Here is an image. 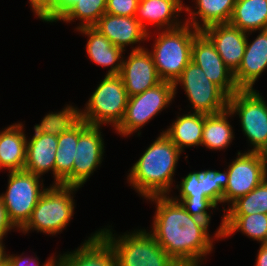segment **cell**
<instances>
[{"label":"cell","instance_id":"obj_31","mask_svg":"<svg viewBox=\"0 0 267 266\" xmlns=\"http://www.w3.org/2000/svg\"><path fill=\"white\" fill-rule=\"evenodd\" d=\"M197 179L202 181L204 195L212 200L216 205L223 203V192L228 183V170L221 172L218 170L197 171Z\"/></svg>","mask_w":267,"mask_h":266},{"label":"cell","instance_id":"obj_5","mask_svg":"<svg viewBox=\"0 0 267 266\" xmlns=\"http://www.w3.org/2000/svg\"><path fill=\"white\" fill-rule=\"evenodd\" d=\"M78 187L52 184L40 197L32 215L20 232L31 230L56 235L62 232L74 216L75 202L73 199Z\"/></svg>","mask_w":267,"mask_h":266},{"label":"cell","instance_id":"obj_33","mask_svg":"<svg viewBox=\"0 0 267 266\" xmlns=\"http://www.w3.org/2000/svg\"><path fill=\"white\" fill-rule=\"evenodd\" d=\"M193 217L210 223L211 215L207 211L215 209L217 205L210 199H174Z\"/></svg>","mask_w":267,"mask_h":266},{"label":"cell","instance_id":"obj_1","mask_svg":"<svg viewBox=\"0 0 267 266\" xmlns=\"http://www.w3.org/2000/svg\"><path fill=\"white\" fill-rule=\"evenodd\" d=\"M146 200L156 204L150 233L158 244L180 266H201L202 259L213 251V240L221 238L223 218L210 237L209 223L193 217L169 195Z\"/></svg>","mask_w":267,"mask_h":266},{"label":"cell","instance_id":"obj_2","mask_svg":"<svg viewBox=\"0 0 267 266\" xmlns=\"http://www.w3.org/2000/svg\"><path fill=\"white\" fill-rule=\"evenodd\" d=\"M181 153L162 131L131 167L127 181L145 199L169 195Z\"/></svg>","mask_w":267,"mask_h":266},{"label":"cell","instance_id":"obj_18","mask_svg":"<svg viewBox=\"0 0 267 266\" xmlns=\"http://www.w3.org/2000/svg\"><path fill=\"white\" fill-rule=\"evenodd\" d=\"M59 256L56 266H117L115 250L99 231L76 250Z\"/></svg>","mask_w":267,"mask_h":266},{"label":"cell","instance_id":"obj_41","mask_svg":"<svg viewBox=\"0 0 267 266\" xmlns=\"http://www.w3.org/2000/svg\"><path fill=\"white\" fill-rule=\"evenodd\" d=\"M0 266H9V264H8V262H6L5 264L0 265Z\"/></svg>","mask_w":267,"mask_h":266},{"label":"cell","instance_id":"obj_14","mask_svg":"<svg viewBox=\"0 0 267 266\" xmlns=\"http://www.w3.org/2000/svg\"><path fill=\"white\" fill-rule=\"evenodd\" d=\"M79 137V118L66 106L58 112L55 184L73 186V165Z\"/></svg>","mask_w":267,"mask_h":266},{"label":"cell","instance_id":"obj_39","mask_svg":"<svg viewBox=\"0 0 267 266\" xmlns=\"http://www.w3.org/2000/svg\"><path fill=\"white\" fill-rule=\"evenodd\" d=\"M254 266H267V243L261 244Z\"/></svg>","mask_w":267,"mask_h":266},{"label":"cell","instance_id":"obj_13","mask_svg":"<svg viewBox=\"0 0 267 266\" xmlns=\"http://www.w3.org/2000/svg\"><path fill=\"white\" fill-rule=\"evenodd\" d=\"M100 128L79 119V137L73 165V187L81 188L104 159L105 144Z\"/></svg>","mask_w":267,"mask_h":266},{"label":"cell","instance_id":"obj_11","mask_svg":"<svg viewBox=\"0 0 267 266\" xmlns=\"http://www.w3.org/2000/svg\"><path fill=\"white\" fill-rule=\"evenodd\" d=\"M34 135L26 142L24 170L39 177L52 171L55 184V154L58 142V112L44 116L40 124L34 125Z\"/></svg>","mask_w":267,"mask_h":266},{"label":"cell","instance_id":"obj_25","mask_svg":"<svg viewBox=\"0 0 267 266\" xmlns=\"http://www.w3.org/2000/svg\"><path fill=\"white\" fill-rule=\"evenodd\" d=\"M206 114L188 113L177 119L163 132L183 152L184 148L201 146Z\"/></svg>","mask_w":267,"mask_h":266},{"label":"cell","instance_id":"obj_23","mask_svg":"<svg viewBox=\"0 0 267 266\" xmlns=\"http://www.w3.org/2000/svg\"><path fill=\"white\" fill-rule=\"evenodd\" d=\"M24 125L14 123L0 131V170H24L26 162V142Z\"/></svg>","mask_w":267,"mask_h":266},{"label":"cell","instance_id":"obj_30","mask_svg":"<svg viewBox=\"0 0 267 266\" xmlns=\"http://www.w3.org/2000/svg\"><path fill=\"white\" fill-rule=\"evenodd\" d=\"M107 0H78V2L60 19L64 22H79L76 29L83 27H93L100 17L106 13Z\"/></svg>","mask_w":267,"mask_h":266},{"label":"cell","instance_id":"obj_10","mask_svg":"<svg viewBox=\"0 0 267 266\" xmlns=\"http://www.w3.org/2000/svg\"><path fill=\"white\" fill-rule=\"evenodd\" d=\"M174 84V93L177 86H183L188 100L195 113L217 114L228 108V96L203 72V70L190 61L183 69Z\"/></svg>","mask_w":267,"mask_h":266},{"label":"cell","instance_id":"obj_3","mask_svg":"<svg viewBox=\"0 0 267 266\" xmlns=\"http://www.w3.org/2000/svg\"><path fill=\"white\" fill-rule=\"evenodd\" d=\"M200 31L183 22L180 27L160 30L150 54L162 81L175 82L191 61L194 37Z\"/></svg>","mask_w":267,"mask_h":266},{"label":"cell","instance_id":"obj_29","mask_svg":"<svg viewBox=\"0 0 267 266\" xmlns=\"http://www.w3.org/2000/svg\"><path fill=\"white\" fill-rule=\"evenodd\" d=\"M223 215L267 214V178L251 192L235 200L228 209H223Z\"/></svg>","mask_w":267,"mask_h":266},{"label":"cell","instance_id":"obj_12","mask_svg":"<svg viewBox=\"0 0 267 266\" xmlns=\"http://www.w3.org/2000/svg\"><path fill=\"white\" fill-rule=\"evenodd\" d=\"M237 155L227 168L229 179L223 192V203L229 204L228 207L267 178L266 154L239 151Z\"/></svg>","mask_w":267,"mask_h":266},{"label":"cell","instance_id":"obj_38","mask_svg":"<svg viewBox=\"0 0 267 266\" xmlns=\"http://www.w3.org/2000/svg\"><path fill=\"white\" fill-rule=\"evenodd\" d=\"M78 0H56V21H59Z\"/></svg>","mask_w":267,"mask_h":266},{"label":"cell","instance_id":"obj_22","mask_svg":"<svg viewBox=\"0 0 267 266\" xmlns=\"http://www.w3.org/2000/svg\"><path fill=\"white\" fill-rule=\"evenodd\" d=\"M76 30L88 37L86 52L90 61L99 66L110 67L106 75H119L122 69L124 51L114 46L106 36L94 27H83Z\"/></svg>","mask_w":267,"mask_h":266},{"label":"cell","instance_id":"obj_4","mask_svg":"<svg viewBox=\"0 0 267 266\" xmlns=\"http://www.w3.org/2000/svg\"><path fill=\"white\" fill-rule=\"evenodd\" d=\"M128 98L121 76L105 75L85 104V109L68 104L67 107L89 125L110 124L116 129L123 120Z\"/></svg>","mask_w":267,"mask_h":266},{"label":"cell","instance_id":"obj_37","mask_svg":"<svg viewBox=\"0 0 267 266\" xmlns=\"http://www.w3.org/2000/svg\"><path fill=\"white\" fill-rule=\"evenodd\" d=\"M14 228L15 227L8 218L7 210L0 199V241H3L4 235L6 237L8 231L10 232Z\"/></svg>","mask_w":267,"mask_h":266},{"label":"cell","instance_id":"obj_17","mask_svg":"<svg viewBox=\"0 0 267 266\" xmlns=\"http://www.w3.org/2000/svg\"><path fill=\"white\" fill-rule=\"evenodd\" d=\"M202 32L214 44L226 66L235 73L244 56L247 32L229 23L213 24L204 28Z\"/></svg>","mask_w":267,"mask_h":266},{"label":"cell","instance_id":"obj_7","mask_svg":"<svg viewBox=\"0 0 267 266\" xmlns=\"http://www.w3.org/2000/svg\"><path fill=\"white\" fill-rule=\"evenodd\" d=\"M228 109L238 115L243 134L252 145L248 152L267 155V103L254 89H239L228 98Z\"/></svg>","mask_w":267,"mask_h":266},{"label":"cell","instance_id":"obj_8","mask_svg":"<svg viewBox=\"0 0 267 266\" xmlns=\"http://www.w3.org/2000/svg\"><path fill=\"white\" fill-rule=\"evenodd\" d=\"M8 177L7 190L0 194V199L10 222L20 231L30 219L33 209L47 188L40 183L41 177L26 170L10 171Z\"/></svg>","mask_w":267,"mask_h":266},{"label":"cell","instance_id":"obj_35","mask_svg":"<svg viewBox=\"0 0 267 266\" xmlns=\"http://www.w3.org/2000/svg\"><path fill=\"white\" fill-rule=\"evenodd\" d=\"M139 0H107L106 13L115 16H135Z\"/></svg>","mask_w":267,"mask_h":266},{"label":"cell","instance_id":"obj_6","mask_svg":"<svg viewBox=\"0 0 267 266\" xmlns=\"http://www.w3.org/2000/svg\"><path fill=\"white\" fill-rule=\"evenodd\" d=\"M99 232L115 250L117 266H180L145 229L115 236L111 229Z\"/></svg>","mask_w":267,"mask_h":266},{"label":"cell","instance_id":"obj_26","mask_svg":"<svg viewBox=\"0 0 267 266\" xmlns=\"http://www.w3.org/2000/svg\"><path fill=\"white\" fill-rule=\"evenodd\" d=\"M229 24L242 31L267 29V0H237Z\"/></svg>","mask_w":267,"mask_h":266},{"label":"cell","instance_id":"obj_9","mask_svg":"<svg viewBox=\"0 0 267 266\" xmlns=\"http://www.w3.org/2000/svg\"><path fill=\"white\" fill-rule=\"evenodd\" d=\"M174 96L173 82L161 81L143 93L129 97L123 120L115 129L116 132L122 137L140 132V128L170 105Z\"/></svg>","mask_w":267,"mask_h":266},{"label":"cell","instance_id":"obj_34","mask_svg":"<svg viewBox=\"0 0 267 266\" xmlns=\"http://www.w3.org/2000/svg\"><path fill=\"white\" fill-rule=\"evenodd\" d=\"M34 14L43 22H56V0H29Z\"/></svg>","mask_w":267,"mask_h":266},{"label":"cell","instance_id":"obj_28","mask_svg":"<svg viewBox=\"0 0 267 266\" xmlns=\"http://www.w3.org/2000/svg\"><path fill=\"white\" fill-rule=\"evenodd\" d=\"M237 231L261 242L260 244L267 243V214L223 215L221 238L230 237Z\"/></svg>","mask_w":267,"mask_h":266},{"label":"cell","instance_id":"obj_20","mask_svg":"<svg viewBox=\"0 0 267 266\" xmlns=\"http://www.w3.org/2000/svg\"><path fill=\"white\" fill-rule=\"evenodd\" d=\"M93 27L123 51L126 45L131 46L138 42L140 45L150 37L135 16H115L105 13Z\"/></svg>","mask_w":267,"mask_h":266},{"label":"cell","instance_id":"obj_15","mask_svg":"<svg viewBox=\"0 0 267 266\" xmlns=\"http://www.w3.org/2000/svg\"><path fill=\"white\" fill-rule=\"evenodd\" d=\"M191 61L228 97L239 90L234 73L222 61L211 40L200 31L193 40Z\"/></svg>","mask_w":267,"mask_h":266},{"label":"cell","instance_id":"obj_32","mask_svg":"<svg viewBox=\"0 0 267 266\" xmlns=\"http://www.w3.org/2000/svg\"><path fill=\"white\" fill-rule=\"evenodd\" d=\"M179 190V197H171L173 199H209L203 193L202 181L197 179V172H190L183 177L180 184L176 185Z\"/></svg>","mask_w":267,"mask_h":266},{"label":"cell","instance_id":"obj_40","mask_svg":"<svg viewBox=\"0 0 267 266\" xmlns=\"http://www.w3.org/2000/svg\"><path fill=\"white\" fill-rule=\"evenodd\" d=\"M3 241H0V265H3L7 262L8 254H6V251L4 249Z\"/></svg>","mask_w":267,"mask_h":266},{"label":"cell","instance_id":"obj_21","mask_svg":"<svg viewBox=\"0 0 267 266\" xmlns=\"http://www.w3.org/2000/svg\"><path fill=\"white\" fill-rule=\"evenodd\" d=\"M183 9L182 0H139L135 18L147 33V23L156 26L159 31L169 30L183 25L177 19Z\"/></svg>","mask_w":267,"mask_h":266},{"label":"cell","instance_id":"obj_36","mask_svg":"<svg viewBox=\"0 0 267 266\" xmlns=\"http://www.w3.org/2000/svg\"><path fill=\"white\" fill-rule=\"evenodd\" d=\"M56 257L50 256V258L42 265V266H55L56 265ZM7 262L9 266H40V260L38 257H23L22 255L20 256H15L8 254L7 257Z\"/></svg>","mask_w":267,"mask_h":266},{"label":"cell","instance_id":"obj_27","mask_svg":"<svg viewBox=\"0 0 267 266\" xmlns=\"http://www.w3.org/2000/svg\"><path fill=\"white\" fill-rule=\"evenodd\" d=\"M232 116L228 108L217 114L206 115L201 145L211 150L227 149L234 140L233 127L228 121V117Z\"/></svg>","mask_w":267,"mask_h":266},{"label":"cell","instance_id":"obj_19","mask_svg":"<svg viewBox=\"0 0 267 266\" xmlns=\"http://www.w3.org/2000/svg\"><path fill=\"white\" fill-rule=\"evenodd\" d=\"M247 42L244 56L238 70L234 73V79L239 89H254L253 85L261 74L267 69V29L260 30L258 36Z\"/></svg>","mask_w":267,"mask_h":266},{"label":"cell","instance_id":"obj_16","mask_svg":"<svg viewBox=\"0 0 267 266\" xmlns=\"http://www.w3.org/2000/svg\"><path fill=\"white\" fill-rule=\"evenodd\" d=\"M119 75L123 80L128 97L141 94L162 81L157 74L149 50L142 46L132 47L128 58L123 57Z\"/></svg>","mask_w":267,"mask_h":266},{"label":"cell","instance_id":"obj_24","mask_svg":"<svg viewBox=\"0 0 267 266\" xmlns=\"http://www.w3.org/2000/svg\"><path fill=\"white\" fill-rule=\"evenodd\" d=\"M236 1L195 0V9L198 10L195 12V10L192 11L190 7L185 6L184 10L188 13L189 17L184 22L199 31L213 24L229 23Z\"/></svg>","mask_w":267,"mask_h":266}]
</instances>
